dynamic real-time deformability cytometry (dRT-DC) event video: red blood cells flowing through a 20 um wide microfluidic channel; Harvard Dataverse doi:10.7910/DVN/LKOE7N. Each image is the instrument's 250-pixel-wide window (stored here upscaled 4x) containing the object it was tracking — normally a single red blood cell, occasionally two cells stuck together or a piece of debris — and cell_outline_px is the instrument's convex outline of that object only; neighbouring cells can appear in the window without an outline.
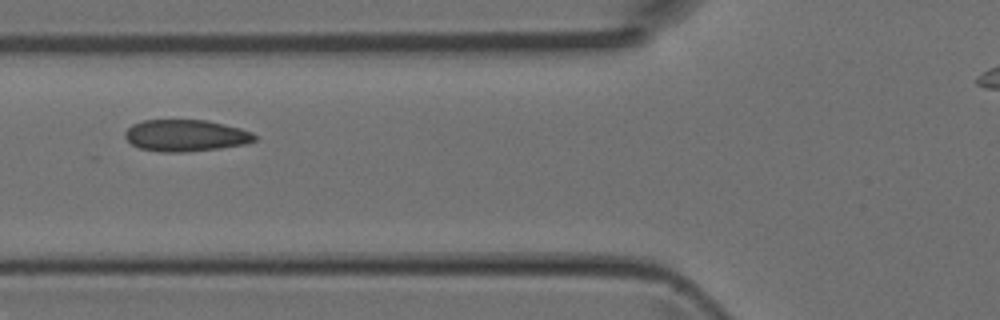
{"species": "Egyptian fruit bat (a non-hibernating species)", "species_latin": "Rousettus aegyptiacus", "temperature_condition": "room temperature", "stored_images_in_passage": 2, "camera_frame_rate_fps": 3000, "um_per_image_px": 0.085, "animal": {"sex": "female"}, "frame": {"image": 1, "passage_image": 2, "time_ms": 0.333, "image_size_px": [1000, 320], "cell_outline_px": [[256, 140], [244, 144], [220, 148], [184, 152], [160, 152], [140, 148], [132, 144], [124, 136], [124, 132], [132, 124], [144, 120], [208, 120], [240, 128], [252, 132], [256, 136]], "centroid_in_image_um": [15.78, 11.52], "position_along_channel_um": 110.0, "area_um2": 23.93}}